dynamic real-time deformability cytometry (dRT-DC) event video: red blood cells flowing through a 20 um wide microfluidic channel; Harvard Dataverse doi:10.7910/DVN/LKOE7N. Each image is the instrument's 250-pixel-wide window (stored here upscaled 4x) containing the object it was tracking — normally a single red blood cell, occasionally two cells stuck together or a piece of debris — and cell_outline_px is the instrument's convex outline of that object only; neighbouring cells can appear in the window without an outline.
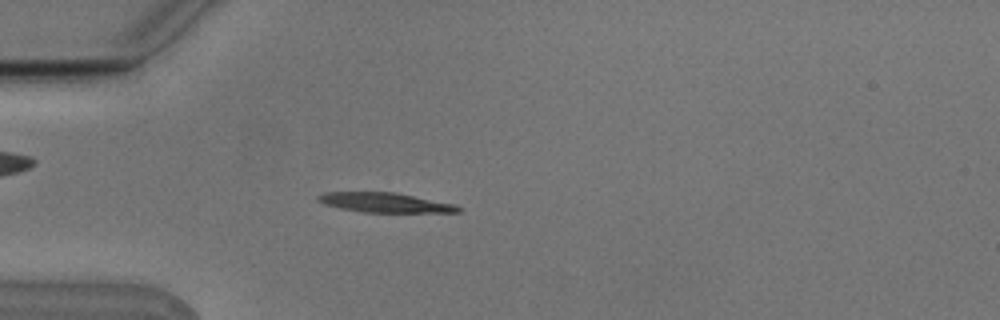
{"species": "Egyptian fruit bat (a non-hibernating species)", "species_latin": "Rousettus aegyptiacus", "temperature_condition": "cold", "stored_images_in_passage": 4, "camera_frame_rate_fps": 3000, "um_per_image_px": 0.085, "animal": {"sex": "male"}, "frame": {"image": 1, "passage_image": 4, "time_ms": 1.0, "image_size_px": [1000, 320], "cell_outline_px": [[460, 212], [364, 212], [340, 208], [324, 204], [316, 200], [316, 196], [324, 192], [396, 192], [452, 204], [460, 208]], "centroid_in_image_um": [32.63, 17.21], "position_along_channel_um": 52.4, "area_um2": 15.84}}